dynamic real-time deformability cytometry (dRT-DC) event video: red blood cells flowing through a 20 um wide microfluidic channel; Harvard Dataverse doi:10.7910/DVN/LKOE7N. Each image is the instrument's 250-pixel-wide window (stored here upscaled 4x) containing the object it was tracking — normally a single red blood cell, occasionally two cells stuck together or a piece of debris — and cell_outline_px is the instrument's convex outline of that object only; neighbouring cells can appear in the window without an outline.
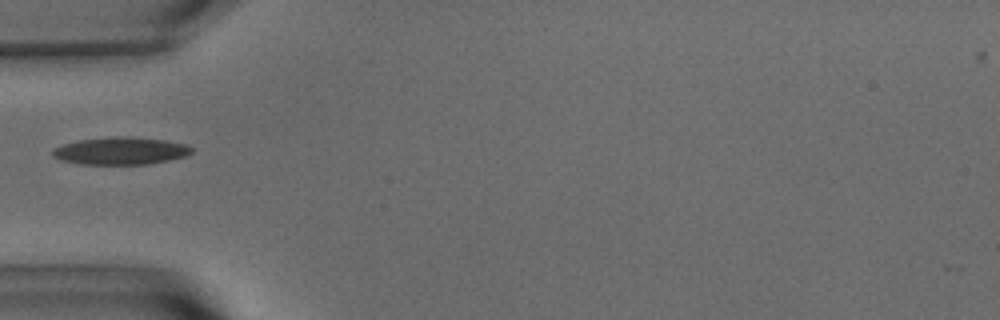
{"species": "common noctule bat (a hibernating species)", "species_latin": "Nyctalus noctula", "temperature_condition": "warm", "stored_images_in_passage": 38, "camera_frame_rate_fps": 3000, "um_per_image_px": 0.085, "animal": {"sex": "male", "body_mass_g": 15.6}, "frame": {"image": 1, "passage_image": 1, "time_ms": 0.0, "image_size_px": [1000, 320], "cell_outline_px": [[192, 152], [188, 156], [148, 164], [80, 164], [60, 160], [52, 156], [52, 148], [64, 144], [80, 140], [116, 136], [120, 136], [164, 140], [184, 144], [192, 148]], "centroid_in_image_um": [10.23, 12.83], "position_along_channel_um": 74.8, "area_um2": 22.08}}
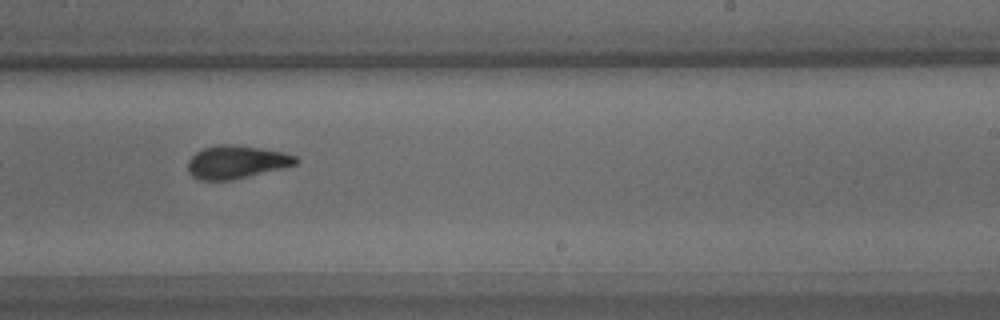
{"frame": {"image": 2, "passage_image": 17, "time_ms": 5.333, "image_size_px": [1000, 320], "cell_outline_px": [[300, 160], [296, 164], [232, 180], [196, 180], [188, 172], [188, 160], [196, 152], [204, 148], [220, 144], [232, 144], [260, 148], [284, 152], [296, 156]], "centroid_in_image_um": [20.06, 13.77], "position_along_channel_um": 268.9, "area_um2": 20.69}}
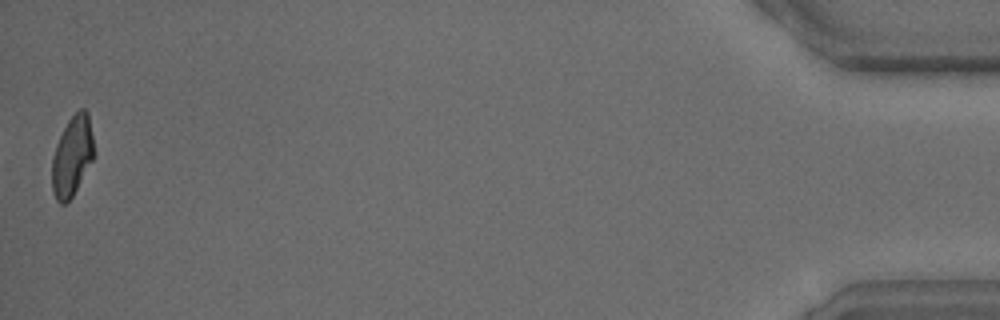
{"frame": {"image": 3, "passage_image": 38, "time_ms": 12.333, "image_size_px": [1000, 320], "cell_outline_px": [[96, 156], [72, 196], [64, 204], [60, 204], [56, 200], [52, 192], [52, 156], [56, 144], [68, 120], [80, 108], [84, 108], [88, 112], [96, 152]], "centroid_in_image_um": [6.16, 13.26], "position_along_channel_um": 429.0, "area_um2": 19.88}}